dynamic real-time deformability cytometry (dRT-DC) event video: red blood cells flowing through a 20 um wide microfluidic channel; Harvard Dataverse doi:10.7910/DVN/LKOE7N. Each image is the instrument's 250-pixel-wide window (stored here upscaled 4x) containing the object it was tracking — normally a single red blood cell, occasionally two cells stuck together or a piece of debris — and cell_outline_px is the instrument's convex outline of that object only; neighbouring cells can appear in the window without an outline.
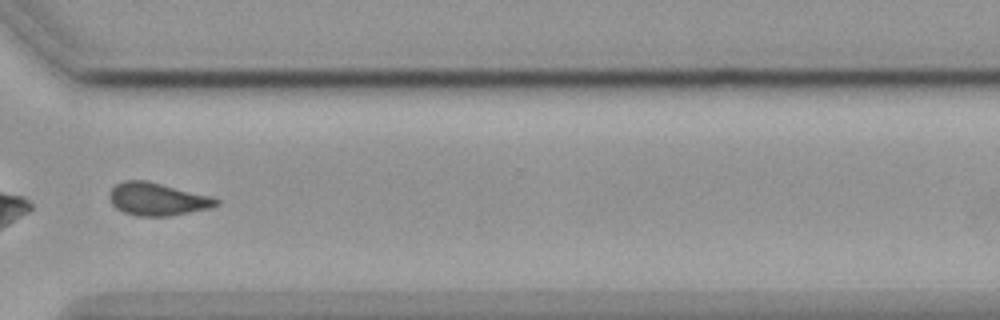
{"species": "common noctule bat (a hibernating species)", "species_latin": "Nyctalus noctula", "temperature_condition": "cold", "stored_images_in_passage": 41, "camera_frame_rate_fps": 3000, "um_per_image_px": 0.085, "animal": {"sex": "female", "body_mass_g": 19.9}, "frame": {"image": 1, "passage_image": 30, "time_ms": 9.667, "image_size_px": [1000, 320], "cell_outline_px": [[220, 204], [212, 208], [168, 216], [136, 216], [124, 212], [116, 208], [112, 204], [108, 196], [112, 188], [116, 184], [124, 180], [144, 180], [212, 196], [220, 200]], "centroid_in_image_um": [13.39, 16.93], "position_along_channel_um": 357.2, "area_um2": 20.4}, "authors_computed_cell_mechanics": {"area_um2": 20.5768, "velocity_mm_per_s": 3.5839, "shape_relaxation_time_tau1_ms": null, "shape_relaxation_time_tau2_ms": 3.9136, "deformation_change_tau1": null, "deformation_change_tau2": 0.1118}}